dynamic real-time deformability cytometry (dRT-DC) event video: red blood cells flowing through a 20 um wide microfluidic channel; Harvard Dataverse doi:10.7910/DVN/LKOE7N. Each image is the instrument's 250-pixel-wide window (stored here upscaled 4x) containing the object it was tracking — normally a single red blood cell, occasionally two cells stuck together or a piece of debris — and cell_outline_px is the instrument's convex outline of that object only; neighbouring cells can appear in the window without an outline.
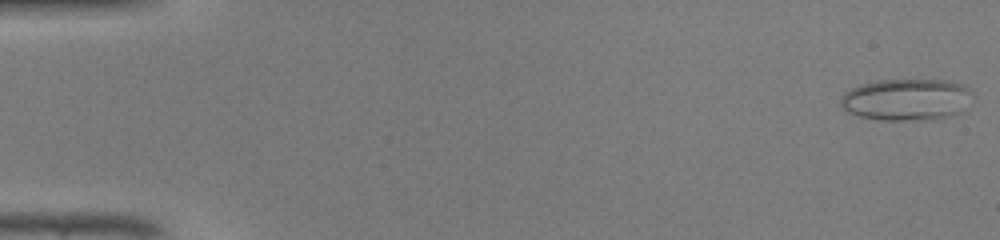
{"species": "common noctule bat (a hibernating species)", "species_latin": "Nyctalus noctula", "temperature_condition": "warm", "stored_images_in_passage": 44, "camera_frame_rate_fps": 3000, "um_per_image_px": 0.085, "animal": {"sex": "male", "body_mass_g": 19.0, "forearm_length_mm": 50.8}, "frame": {"image": 1, "passage_image": 1, "time_ms": 0.0, "image_size_px": [1000, 240], "cell_outline_px": [[972, 96], [960, 112], [952, 116], [924, 120], [880, 120], [860, 116], [848, 112], [840, 104], [840, 96], [844, 92], [860, 84], [880, 80], [944, 80], [960, 84], [968, 88], [972, 92]], "centroid_in_image_um": [77.02, 8.46], "position_along_channel_um": 8.0, "area_um2": 32.02}}
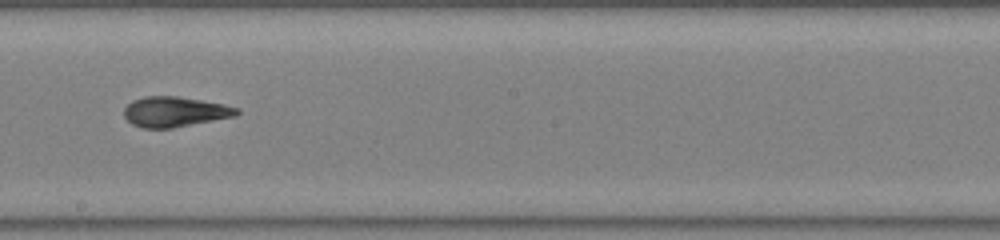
{"frame": {"image": 2, "passage_image": 27, "time_ms": 8.667, "image_size_px": [1000, 240], "cell_outline_px": [[240, 112], [236, 116], [172, 128], [144, 128], [132, 124], [124, 116], [124, 108], [132, 100], [144, 96], [176, 96], [224, 104], [240, 108]], "centroid_in_image_um": [14.86, 9.5], "position_along_channel_um": 233.3, "area_um2": 19.83}}
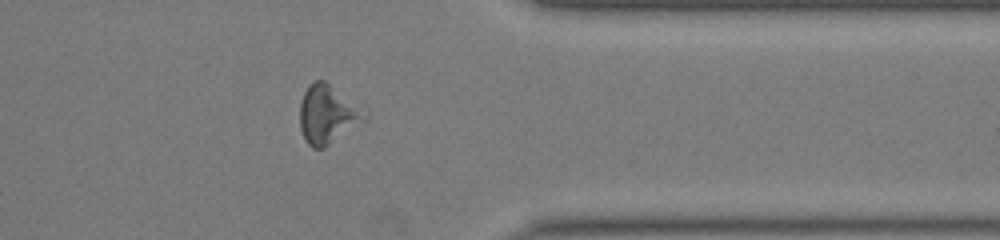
{"frame": {"image": 3, "passage_image": 38, "time_ms": 12.333, "image_size_px": [1000, 240], "cell_outline_px": [[356, 116], [324, 148], [312, 148], [308, 144], [300, 128], [300, 104], [304, 92], [308, 84], [316, 80], [324, 80], [356, 112]], "centroid_in_image_um": [27.47, 9.7], "position_along_channel_um": 383.9, "area_um2": 18.5}, "authors_computed_cell_mechanics": {"area_um2": 20.4612, "velocity_mm_per_s": 4.331, "shape_relaxation_time_tau1_ms": 6.7034, "shape_relaxation_time_tau2_ms": 3.0859, "deformation_change_tau1": 0.206, "deformation_change_tau2": 0.1289}}